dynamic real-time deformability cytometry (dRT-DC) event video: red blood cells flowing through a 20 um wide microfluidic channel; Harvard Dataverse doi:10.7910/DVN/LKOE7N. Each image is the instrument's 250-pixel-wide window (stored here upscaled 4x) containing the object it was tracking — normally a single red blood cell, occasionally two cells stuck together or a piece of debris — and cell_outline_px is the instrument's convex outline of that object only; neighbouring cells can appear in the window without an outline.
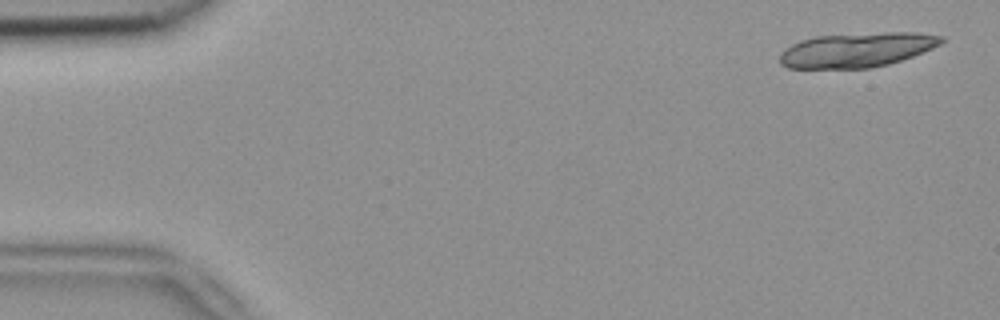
{"species": "common noctule bat (a hibernating species)", "species_latin": "Nyctalus noctula", "temperature_condition": "room temperature", "stored_images_in_passage": 6, "camera_frame_rate_fps": 3000, "um_per_image_px": 0.085, "animal": {"sex": "female", "body_mass_g": 18.4}, "frame": {"image": 1, "passage_image": 1, "time_ms": 0.0, "image_size_px": [1000, 320], "cell_outline_px": [[944, 40], [940, 44], [932, 48], [912, 56], [888, 64], [872, 68], [788, 68], [780, 64], [780, 52], [784, 48], [800, 40], [816, 36], [884, 32], [916, 32], [944, 36]], "centroid_in_image_um": [72.81, 4.24], "position_along_channel_um": 12.2, "area_um2": 32.6}}